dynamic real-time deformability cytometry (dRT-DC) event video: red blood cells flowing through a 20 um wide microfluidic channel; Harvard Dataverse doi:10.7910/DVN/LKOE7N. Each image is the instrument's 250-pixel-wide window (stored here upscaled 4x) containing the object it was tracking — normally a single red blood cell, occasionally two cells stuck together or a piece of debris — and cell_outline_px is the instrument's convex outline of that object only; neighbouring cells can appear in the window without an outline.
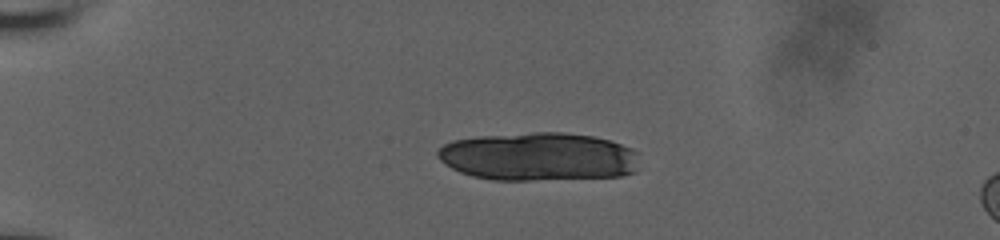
{"species": "human", "species_latin": "Homo sapiens", "temperature_condition": "room temperature", "stored_images_in_passage": 30, "camera_frame_rate_fps": 3000, "um_per_image_px": 0.085, "donor": {"sex": "male"}, "frame": {"image": 1, "passage_image": 1, "time_ms": 0.0, "image_size_px": [1000, 240], "cell_outline_px": [[640, 168], [636, 172], [620, 176], [532, 180], [492, 180], [472, 176], [460, 172], [444, 164], [436, 156], [436, 152], [444, 144], [452, 140], [480, 136], [532, 132], [564, 132], [596, 136], [632, 148], [636, 152]], "centroid_in_image_um": [45.78, 13.31], "position_along_channel_um": 39.2, "area_um2": 57.28}}
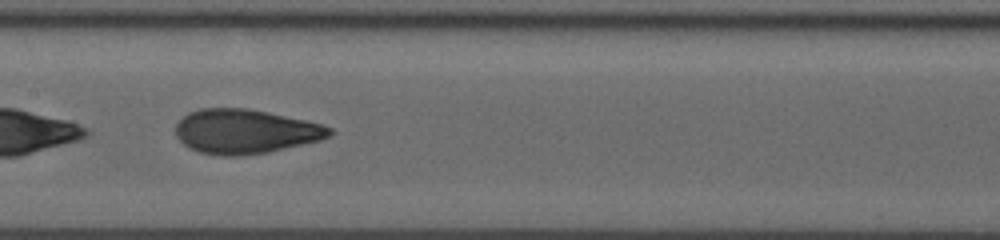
{"frame": {"image": 2, "passage_image": 18, "time_ms": 5.667, "image_size_px": [1000, 240], "cell_outline_px": [[332, 132], [328, 136], [320, 140], [268, 152], [240, 156], [220, 156], [200, 152], [188, 148], [176, 136], [176, 124], [188, 112], [200, 108], [248, 108], [268, 112], [304, 120], [320, 124], [332, 128]], "centroid_in_image_um": [20.8, 11.17], "position_along_channel_um": 186.6, "area_um2": 39.65}}
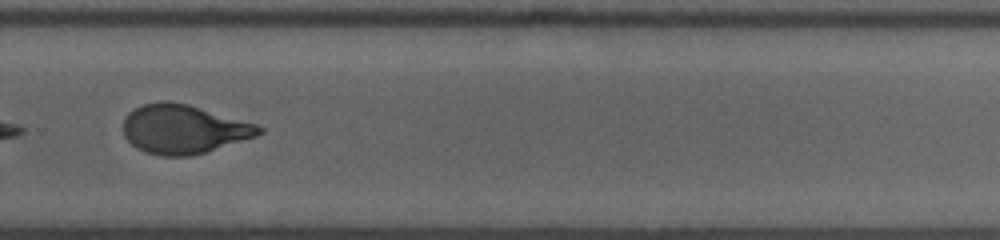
{"frame": {"image": 3, "passage_image": 28, "time_ms": 9.0, "image_size_px": [1000, 240], "cell_outline_px": [[264, 132], [256, 136], [204, 152], [188, 156], [160, 156], [144, 152], [136, 148], [124, 136], [124, 116], [128, 112], [144, 104], [160, 100], [164, 100], [188, 104], [256, 124], [264, 128]], "centroid_in_image_um": [15.57, 10.97], "position_along_channel_um": 314.2, "area_um2": 38.55}}